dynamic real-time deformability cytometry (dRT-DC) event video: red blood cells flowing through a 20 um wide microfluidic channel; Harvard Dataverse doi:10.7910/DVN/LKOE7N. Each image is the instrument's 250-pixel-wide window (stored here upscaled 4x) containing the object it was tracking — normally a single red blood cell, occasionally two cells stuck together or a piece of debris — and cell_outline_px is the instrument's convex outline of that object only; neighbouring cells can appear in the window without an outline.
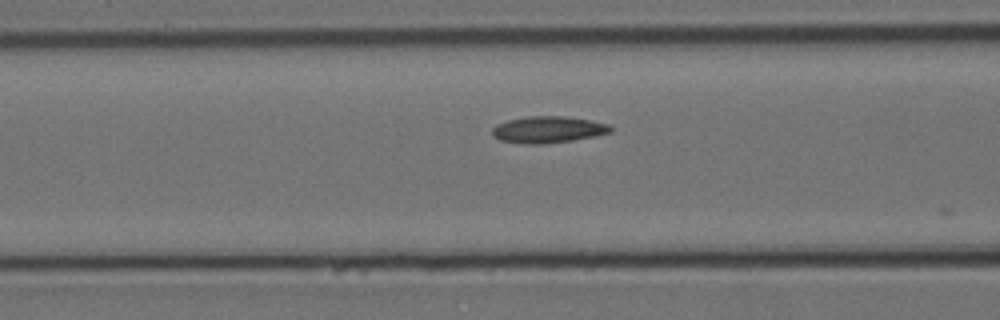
{"species": "Egyptian fruit bat (a non-hibernating species)", "species_latin": "Rousettus aegyptiacus", "temperature_condition": "cold", "stored_images_in_passage": 17, "camera_frame_rate_fps": 3000, "um_per_image_px": 0.085, "animal": {"sex": "female"}, "frame": {"image": 1, "passage_image": 16, "time_ms": 5.0, "image_size_px": [1000, 320], "cell_outline_px": [[612, 132], [596, 136], [572, 140], [544, 144], [524, 144], [500, 140], [492, 136], [492, 128], [496, 124], [508, 120], [528, 116], [568, 116], [608, 124], [612, 128]], "centroid_in_image_um": [46.56, 11.02], "position_along_channel_um": 120.0, "area_um2": 18.44}}